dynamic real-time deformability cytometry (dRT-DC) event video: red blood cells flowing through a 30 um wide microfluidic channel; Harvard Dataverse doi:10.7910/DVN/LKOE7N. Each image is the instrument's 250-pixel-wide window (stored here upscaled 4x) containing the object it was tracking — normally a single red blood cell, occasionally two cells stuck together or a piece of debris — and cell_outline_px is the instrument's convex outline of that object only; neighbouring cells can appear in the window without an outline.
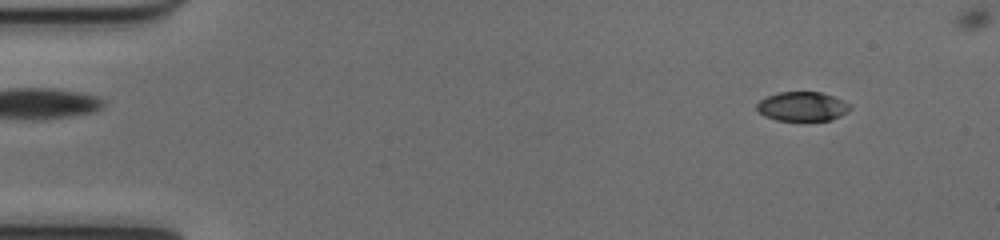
{"species": "common noctule bat (a hibernating species)", "species_latin": "Nyctalus noctula", "temperature_condition": "cold", "stored_images_in_passage": 52, "camera_frame_rate_fps": 3000, "um_per_image_px": 0.085, "animal": {"sex": "female", "body_mass_g": 17.0, "forearm_length_mm": 48.0}, "frame": {"image": 1, "passage_image": 5, "time_ms": 1.333, "image_size_px": [1000, 240], "cell_outline_px": [[852, 108], [848, 112], [832, 120], [776, 120], [764, 116], [756, 108], [756, 104], [760, 100], [768, 96], [780, 92], [820, 92], [832, 96], [848, 104]], "centroid_in_image_um": [68.18, 9.05], "position_along_channel_um": 16.8, "area_um2": 15.72}}
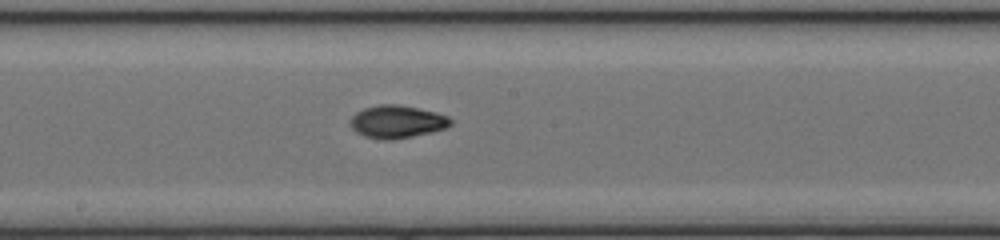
{"frame": {"image": 2, "passage_image": 28, "time_ms": 9.0, "image_size_px": [1000, 240], "cell_outline_px": [[452, 124], [444, 128], [412, 136], [392, 140], [384, 140], [364, 136], [356, 132], [352, 128], [352, 116], [356, 112], [364, 108], [380, 104], [396, 104], [436, 112], [448, 116], [452, 120]], "centroid_in_image_um": [33.74, 10.34], "position_along_channel_um": 214.5, "area_um2": 18.84}}
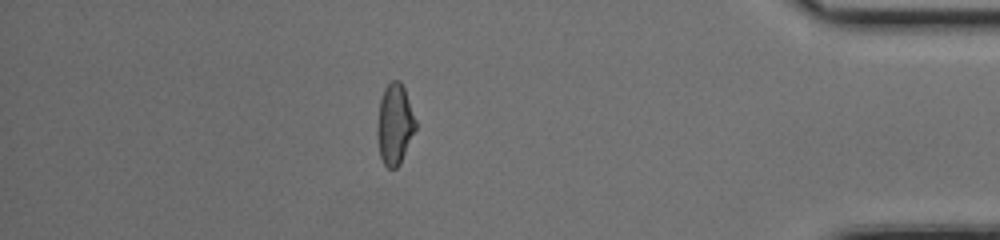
{"frame": {"image": 3, "passage_image": 45, "time_ms": 14.667, "image_size_px": [1000, 240], "cell_outline_px": [[416, 128], [400, 164], [396, 168], [388, 168], [384, 164], [380, 156], [376, 132], [380, 100], [384, 88], [392, 80], [400, 80], [404, 88], [416, 120]], "centroid_in_image_um": [33.54, 10.56], "position_along_channel_um": 401.7, "area_um2": 17.98}, "authors_computed_cell_mechanics": {"area_um2": 17.8891, "velocity_mm_per_s": 4.0352, "shape_relaxation_time_tau1_ms": 4.8191, "shape_relaxation_time_tau2_ms": 2.5713, "deformation_change_tau1": 0.2036, "deformation_change_tau2": 0.0618}}